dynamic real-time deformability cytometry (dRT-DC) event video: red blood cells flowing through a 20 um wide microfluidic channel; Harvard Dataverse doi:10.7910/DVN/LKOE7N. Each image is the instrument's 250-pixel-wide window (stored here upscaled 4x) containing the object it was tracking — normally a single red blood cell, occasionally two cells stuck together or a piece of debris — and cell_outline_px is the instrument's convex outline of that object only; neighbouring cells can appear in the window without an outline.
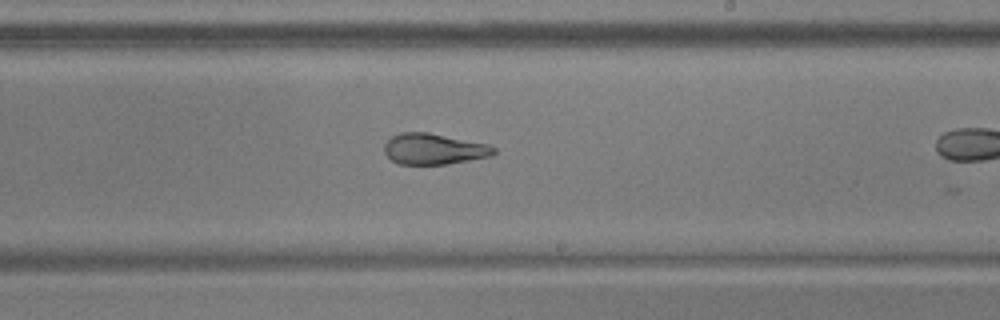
{"species": "common noctule bat (a hibernating species)", "species_latin": "Nyctalus noctula", "temperature_condition": "warm", "stored_images_in_passage": 19, "camera_frame_rate_fps": 3000, "um_per_image_px": 0.085, "animal": {"sex": "male", "body_mass_g": 17.9, "forearm_length_mm": 54.2}, "frame": {"image": 1, "passage_image": 8, "time_ms": 2.333, "image_size_px": [1000, 320], "cell_outline_px": [[496, 152], [492, 156], [448, 164], [400, 164], [392, 160], [384, 152], [384, 144], [392, 136], [400, 132], [428, 132], [488, 144], [496, 148]], "centroid_in_image_um": [36.89, 12.66], "position_along_channel_um": 252.1, "area_um2": 19.77}}